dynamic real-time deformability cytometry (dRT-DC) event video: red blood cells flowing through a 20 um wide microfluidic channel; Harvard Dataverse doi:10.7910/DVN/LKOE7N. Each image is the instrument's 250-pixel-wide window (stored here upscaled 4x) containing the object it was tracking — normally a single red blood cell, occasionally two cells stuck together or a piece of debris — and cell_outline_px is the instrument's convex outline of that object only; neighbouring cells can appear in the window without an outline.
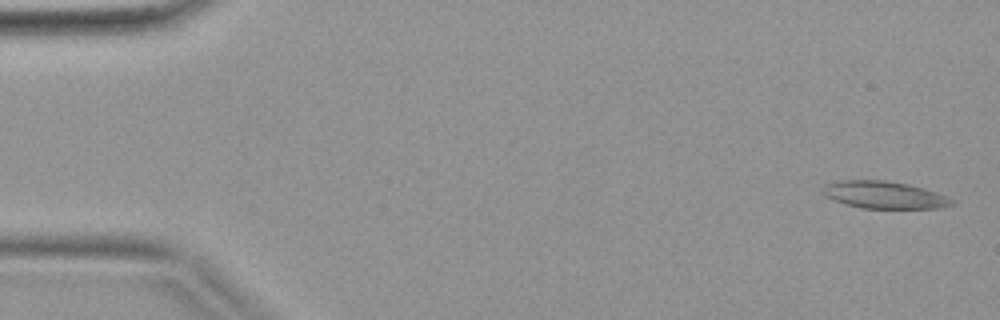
{"species": "common noctule bat (a hibernating species)", "species_latin": "Nyctalus noctula", "temperature_condition": "warm", "stored_images_in_passage": 40, "camera_frame_rate_fps": 3000, "um_per_image_px": 0.085, "animal": {"sex": "female", "body_mass_g": 19.9}, "frame": {"image": 1, "passage_image": 1, "time_ms": 0.0, "image_size_px": [1000, 320], "cell_outline_px": [[956, 204], [944, 208], [860, 208], [844, 204], [824, 196], [824, 184], [840, 180], [884, 180], [908, 184], [924, 188], [948, 196], [956, 200]], "centroid_in_image_um": [75.22, 16.57], "position_along_channel_um": 9.8, "area_um2": 20.75}}
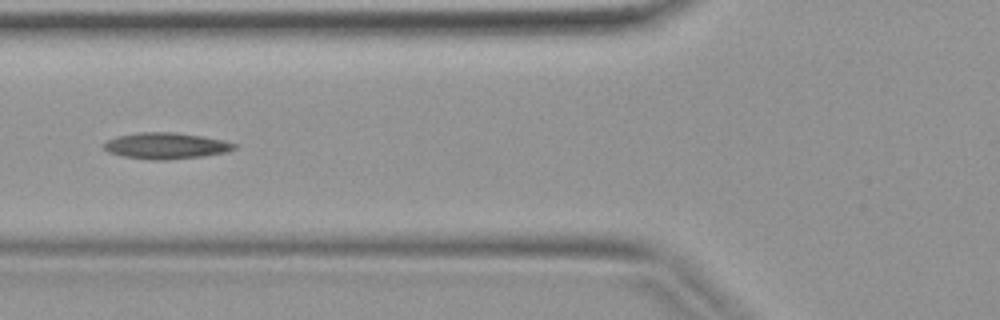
{"frame": {"image": 2, "passage_image": 15, "time_ms": 4.667, "image_size_px": [1000, 320], "cell_outline_px": [[240, 144], [236, 148], [228, 152], [204, 156], [164, 160], [152, 160], [124, 156], [108, 152], [104, 148], [104, 144], [108, 140], [116, 136], [140, 132], [176, 132], [204, 136], [224, 140]], "centroid_in_image_um": [14.18, 12.38], "position_along_channel_um": 111.6, "area_um2": 20.11}}
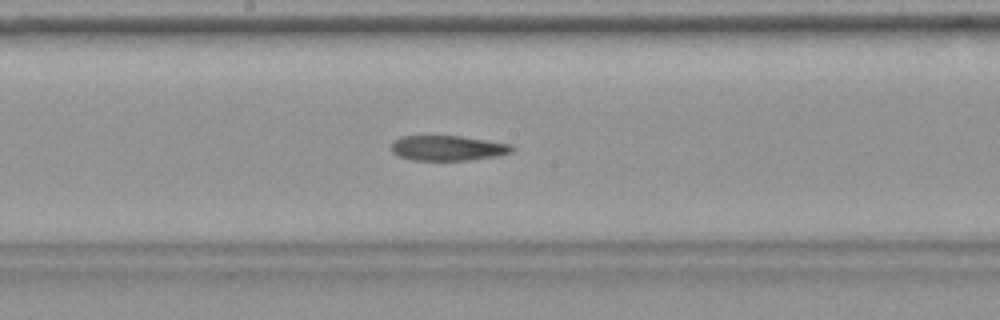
{"frame": {"image": 3, "passage_image": 21, "time_ms": 6.667, "image_size_px": [1000, 320], "cell_outline_px": [[516, 148], [512, 152], [500, 156], [468, 160], [412, 160], [400, 156], [392, 152], [392, 144], [400, 136], [460, 136], [512, 144]], "centroid_in_image_um": [38.12, 12.59], "position_along_channel_um": 210.1, "area_um2": 17.69}}